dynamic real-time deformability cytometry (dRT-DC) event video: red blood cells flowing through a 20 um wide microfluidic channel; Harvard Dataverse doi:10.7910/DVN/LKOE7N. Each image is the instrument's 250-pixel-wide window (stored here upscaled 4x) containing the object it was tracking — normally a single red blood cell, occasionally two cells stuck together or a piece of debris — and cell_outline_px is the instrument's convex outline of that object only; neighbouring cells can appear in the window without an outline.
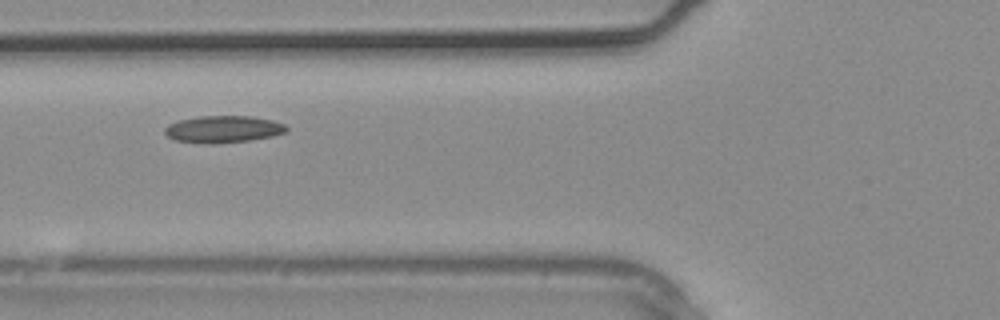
{"species": "common noctule bat (a hibernating species)", "species_latin": "Nyctalus noctula", "temperature_condition": "warm", "stored_images_in_passage": 5, "camera_frame_rate_fps": 3000, "um_per_image_px": 0.085, "animal": {"sex": "male", "body_mass_g": 20.4}, "frame": {"image": 1, "passage_image": 4, "time_ms": 1.0, "image_size_px": [1000, 320], "cell_outline_px": [[288, 132], [272, 136], [252, 140], [216, 144], [204, 144], [176, 140], [168, 136], [164, 132], [164, 128], [168, 124], [180, 120], [200, 116], [252, 116], [272, 120], [284, 124], [288, 128]], "centroid_in_image_um": [18.99, 10.99], "position_along_channel_um": 106.8, "area_um2": 19.31}}